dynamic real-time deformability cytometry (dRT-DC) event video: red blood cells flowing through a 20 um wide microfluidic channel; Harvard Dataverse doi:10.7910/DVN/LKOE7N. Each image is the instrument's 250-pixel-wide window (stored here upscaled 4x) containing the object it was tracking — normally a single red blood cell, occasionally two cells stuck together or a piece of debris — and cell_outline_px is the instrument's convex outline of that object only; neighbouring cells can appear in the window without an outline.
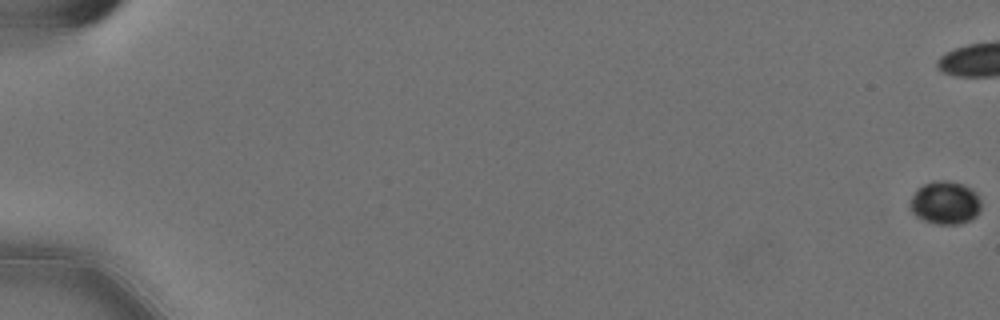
{"species": "Egyptian fruit bat (a non-hibernating species)", "species_latin": "Rousettus aegyptiacus", "temperature_condition": "cold", "stored_images_in_passage": 61, "camera_frame_rate_fps": 3000, "um_per_image_px": 0.085, "animal": {"sex": "female"}, "frame": {"image": 1, "passage_image": 1, "time_ms": 0.0, "image_size_px": [1000, 320], "cell_outline_px": [[980, 208], [976, 216], [960, 224], [936, 224], [924, 220], [916, 216], [912, 212], [912, 196], [916, 188], [932, 180], [948, 180], [960, 184], [976, 192], [980, 200]], "centroid_in_image_um": [80.33, 17.22], "position_along_channel_um": 4.7, "area_um2": 17.63}}
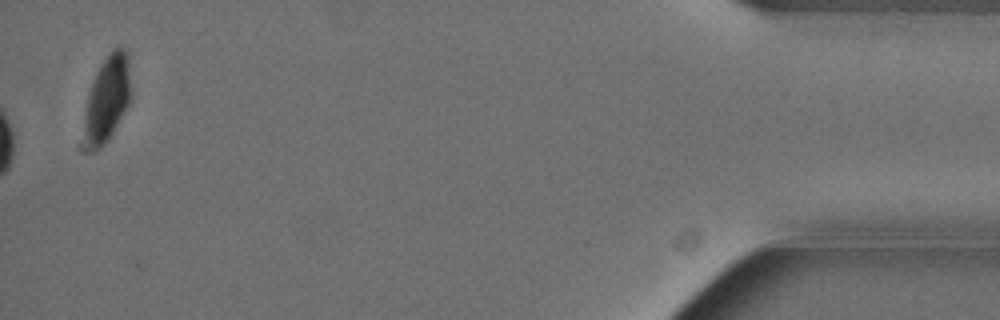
{"frame": {"image": 2, "passage_image": 61, "time_ms": 20.0, "image_size_px": [1000, 320], "cell_outline_px": [[132, 100], [108, 140], [96, 152], [84, 132], [84, 120], [88, 96], [96, 72], [108, 52], [112, 48], [124, 48], [128, 52], [132, 92]], "centroid_in_image_um": [9.19, 8.28], "position_along_channel_um": 426.0, "area_um2": 23.29}}